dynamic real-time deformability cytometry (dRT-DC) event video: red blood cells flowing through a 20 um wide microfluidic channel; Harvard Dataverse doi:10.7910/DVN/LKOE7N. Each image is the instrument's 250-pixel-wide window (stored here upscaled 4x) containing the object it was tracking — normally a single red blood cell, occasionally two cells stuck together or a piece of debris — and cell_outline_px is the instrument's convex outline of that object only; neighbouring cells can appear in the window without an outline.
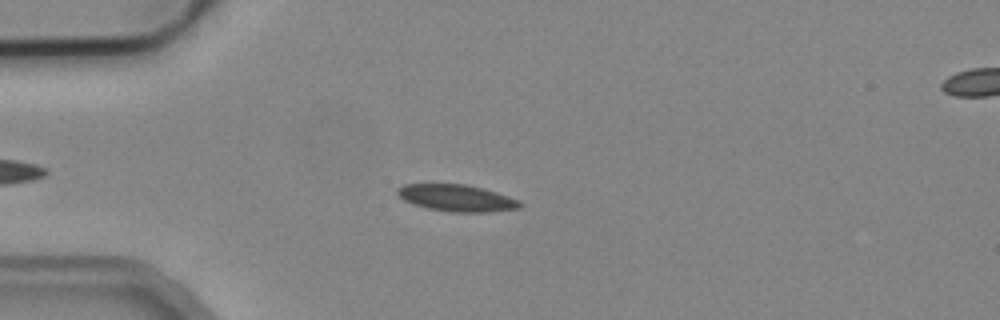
{"species": "common noctule bat (a hibernating species)", "species_latin": "Nyctalus noctula", "temperature_condition": "cold", "stored_images_in_passage": 42, "camera_frame_rate_fps": 3000, "um_per_image_px": 0.085, "animal": {"sex": "male", "body_mass_g": 19.2, "forearm_length_mm": 51.8}, "frame": {"image": 1, "passage_image": 2, "time_ms": 0.333, "image_size_px": [1000, 320], "cell_outline_px": [[524, 204], [520, 208], [488, 212], [452, 212], [428, 208], [412, 204], [404, 200], [396, 192], [396, 188], [404, 184], [464, 184], [484, 188], [520, 200]], "centroid_in_image_um": [38.84, 16.83], "position_along_channel_um": 46.2, "area_um2": 19.19}}
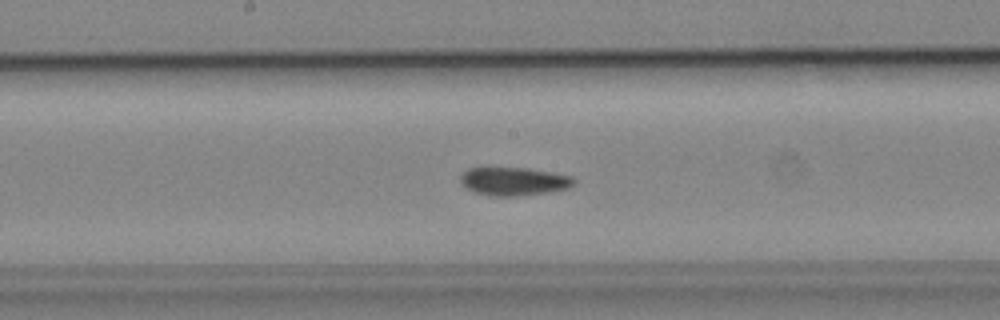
{"frame": {"image": 2, "passage_image": 16, "time_ms": 5.0, "image_size_px": [1000, 320], "cell_outline_px": [[576, 184], [568, 188], [548, 192], [516, 196], [492, 196], [476, 192], [468, 188], [460, 180], [460, 176], [468, 168], [528, 168], [572, 176], [576, 180]], "centroid_in_image_um": [43.72, 15.41], "position_along_channel_um": 204.5, "area_um2": 18.5}}
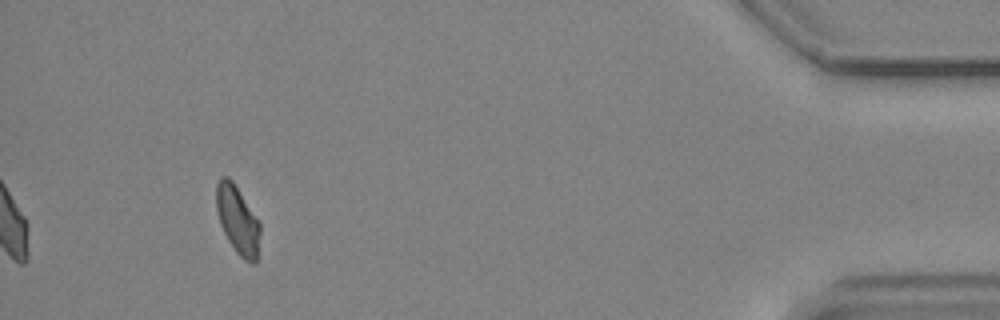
{"frame": {"image": 3, "passage_image": 38, "time_ms": 12.333, "image_size_px": [1000, 320], "cell_outline_px": [[260, 232], [256, 264], [252, 264], [244, 260], [236, 252], [228, 240], [220, 224], [216, 208], [216, 184], [220, 176], [228, 176], [232, 180], [260, 220]], "centroid_in_image_um": [20.21, 18.68], "position_along_channel_um": 415.0, "area_um2": 17.63}, "authors_computed_cell_mechanics": {"area_um2": 18.5538, "velocity_mm_per_s": 3.799, "shape_relaxation_time_tau1_ms": 7.4804, "shape_relaxation_time_tau2_ms": 4.1918, "deformation_change_tau1": 0.1407, "deformation_change_tau2": 0.0939}}